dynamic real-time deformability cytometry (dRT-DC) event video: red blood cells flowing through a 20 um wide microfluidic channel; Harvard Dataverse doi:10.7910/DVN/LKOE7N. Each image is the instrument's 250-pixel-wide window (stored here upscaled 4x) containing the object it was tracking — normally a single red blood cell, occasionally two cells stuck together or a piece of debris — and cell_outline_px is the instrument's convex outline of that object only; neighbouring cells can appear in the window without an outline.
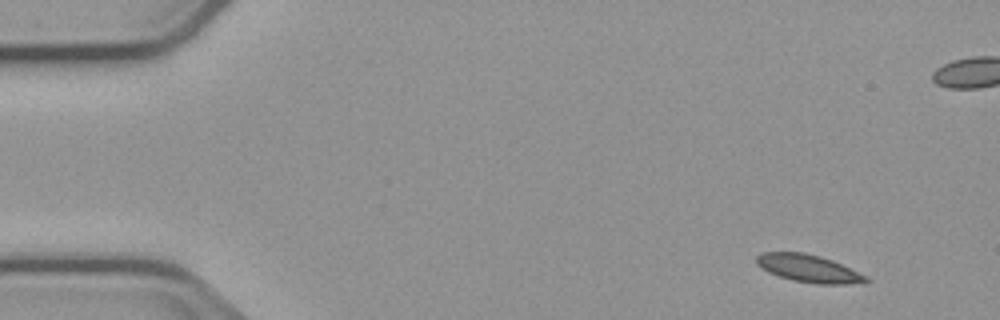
{"species": "common noctule bat (a hibernating species)", "species_latin": "Nyctalus noctula", "temperature_condition": "cold", "stored_images_in_passage": 5, "camera_frame_rate_fps": 3000, "um_per_image_px": 0.085, "animal": {"sex": "male", "body_mass_g": 23.1, "forearm_length_mm": 52.7}, "frame": {"image": 1, "passage_image": 1, "time_ms": 0.0, "image_size_px": [1000, 320], "cell_outline_px": [[872, 280], [844, 284], [816, 284], [792, 280], [768, 272], [760, 268], [756, 264], [756, 256], [760, 252], [804, 252], [820, 256], [832, 260], [868, 276]], "centroid_in_image_um": [68.69, 22.81], "position_along_channel_um": 16.3, "area_um2": 17.63}}